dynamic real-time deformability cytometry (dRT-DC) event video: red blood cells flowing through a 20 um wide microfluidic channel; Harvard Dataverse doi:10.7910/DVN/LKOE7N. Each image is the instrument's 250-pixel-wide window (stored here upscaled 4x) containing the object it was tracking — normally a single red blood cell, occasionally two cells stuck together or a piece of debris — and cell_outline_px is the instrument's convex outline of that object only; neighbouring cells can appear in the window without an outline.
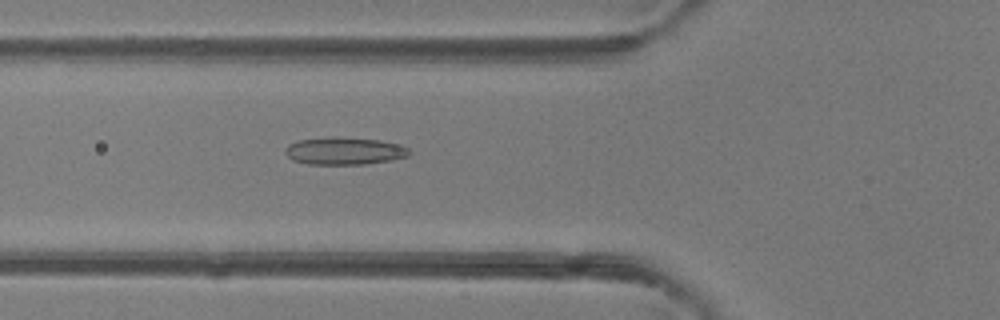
{"species": "common noctule bat (a hibernating species)", "species_latin": "Nyctalus noctula", "temperature_condition": "room temperature", "stored_images_in_passage": 42, "camera_frame_rate_fps": 3000, "um_per_image_px": 0.085, "animal": {"sex": "female"}, "frame": {"image": 1, "passage_image": 11, "time_ms": 3.333, "image_size_px": [1000, 320], "cell_outline_px": [[412, 152], [408, 156], [392, 160], [364, 164], [308, 164], [292, 160], [284, 152], [284, 148], [288, 144], [300, 140], [332, 136], [340, 136], [380, 140], [396, 144], [408, 148]], "centroid_in_image_um": [29.25, 12.82], "position_along_channel_um": 96.5, "area_um2": 20.0}}
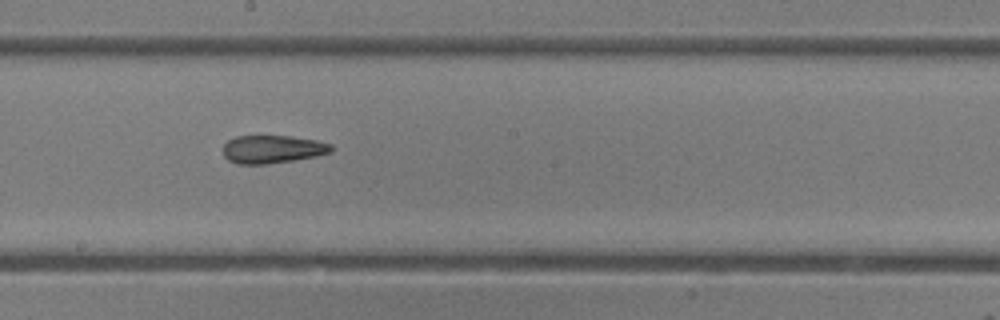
{"frame": {"image": 2, "passage_image": 20, "time_ms": 6.333, "image_size_px": [1000, 320], "cell_outline_px": [[332, 152], [316, 156], [292, 160], [264, 164], [236, 164], [228, 160], [224, 156], [224, 144], [228, 140], [236, 136], [288, 136], [316, 140], [332, 144]], "centroid_in_image_um": [23.15, 12.68], "position_along_channel_um": 225.0, "area_um2": 17.57}}
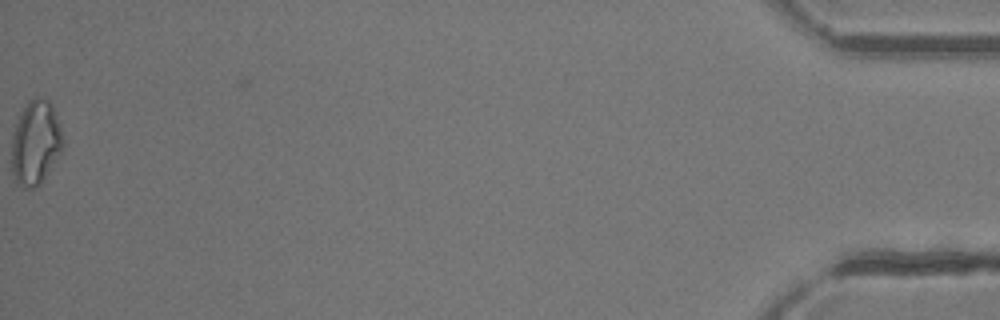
{"frame": {"image": 3, "passage_image": 42, "time_ms": 13.667, "image_size_px": [1000, 320], "cell_outline_px": [[64, 148], [44, 176], [32, 188], [24, 188], [16, 180], [12, 172], [12, 136], [16, 124], [28, 100], [36, 96], [48, 100], [52, 104], [64, 140]], "centroid_in_image_um": [3.03, 12.08], "position_along_channel_um": 432.2, "area_um2": 24.62}, "authors_computed_cell_mechanics": {"area_um2": 19.5075, "velocity_mm_per_s": 4.2595, "shape_relaxation_time_tau1_ms": 10.418, "shape_relaxation_time_tau2_ms": 1.7331, "deformation_change_tau1": 0.2195, "deformation_change_tau2": 0.0919}}